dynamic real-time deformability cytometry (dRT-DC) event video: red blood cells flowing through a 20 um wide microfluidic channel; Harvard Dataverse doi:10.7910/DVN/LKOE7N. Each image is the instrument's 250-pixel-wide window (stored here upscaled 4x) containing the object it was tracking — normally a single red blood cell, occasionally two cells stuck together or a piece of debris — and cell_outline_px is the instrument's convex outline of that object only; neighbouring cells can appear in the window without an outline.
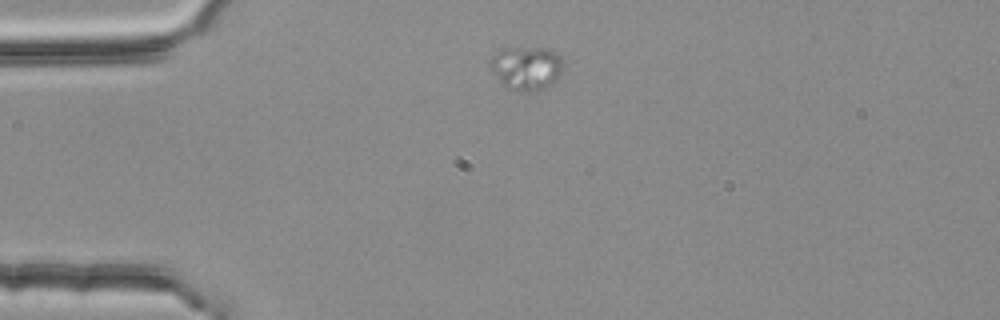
{"species": "common noctule bat (a hibernating species)", "species_latin": "Nyctalus noctula", "temperature_condition": "room temperature", "stored_images_in_passage": 2, "camera_frame_rate_fps": 3000, "um_per_image_px": 0.085, "animal": {"sex": "female", "body_mass_g": 25.1}, "frame": {"image": 1, "passage_image": 1, "time_ms": 0.0, "image_size_px": [1000, 320], "cell_outline_px": [[560, 72], [556, 80], [544, 88], [528, 92], [512, 92], [504, 88], [500, 84], [488, 64], [492, 56], [500, 48], [552, 48], [560, 56]], "centroid_in_image_um": [44.66, 5.8], "position_along_channel_um": 40.3, "area_um2": 18.84}}